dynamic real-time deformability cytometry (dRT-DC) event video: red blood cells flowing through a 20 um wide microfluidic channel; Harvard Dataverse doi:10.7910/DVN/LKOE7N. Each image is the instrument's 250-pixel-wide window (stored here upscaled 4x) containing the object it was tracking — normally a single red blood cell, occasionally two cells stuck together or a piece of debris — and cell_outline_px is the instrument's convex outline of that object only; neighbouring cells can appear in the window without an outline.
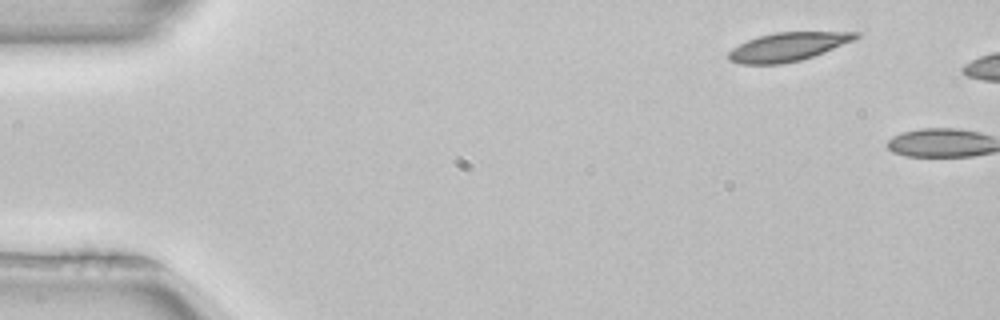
{"species": "common noctule bat (a hibernating species)", "species_latin": "Nyctalus noctula", "temperature_condition": "room temperature", "stored_images_in_passage": 3, "camera_frame_rate_fps": 3000, "um_per_image_px": 0.085, "animal": {"sex": "female", "body_mass_g": 22.7, "forearm_length_mm": 54.2}, "frame": {"image": 1, "passage_image": 1, "time_ms": 0.0, "image_size_px": [1000, 320], "cell_outline_px": [[860, 36], [852, 40], [824, 52], [800, 60], [780, 64], [740, 64], [728, 60], [728, 52], [732, 48], [748, 40], [760, 36], [776, 32], [860, 32]], "centroid_in_image_um": [66.92, 3.98], "position_along_channel_um": 18.1, "area_um2": 20.87}}